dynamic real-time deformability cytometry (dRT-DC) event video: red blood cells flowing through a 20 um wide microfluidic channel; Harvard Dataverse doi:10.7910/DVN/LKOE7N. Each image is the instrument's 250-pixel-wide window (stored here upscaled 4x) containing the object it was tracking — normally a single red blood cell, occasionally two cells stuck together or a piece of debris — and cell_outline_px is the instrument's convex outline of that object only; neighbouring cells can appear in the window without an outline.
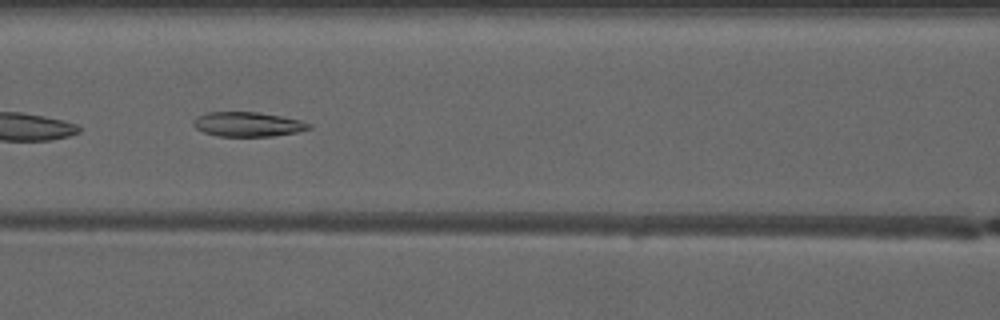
{"species": "common noctule bat (a hibernating species)", "species_latin": "Nyctalus noctula", "temperature_condition": "warm", "stored_images_in_passage": 8, "camera_frame_rate_fps": 3000, "um_per_image_px": 0.085, "animal": {"sex": "male", "forearm_length_mm": 52.5}, "frame": {"image": 1, "passage_image": 6, "time_ms": 7.0, "image_size_px": [1000, 320], "cell_outline_px": [[312, 128], [296, 132], [272, 136], [216, 136], [204, 132], [196, 128], [192, 124], [192, 120], [208, 112], [256, 112], [280, 116], [300, 120], [312, 124]], "centroid_in_image_um": [21.06, 10.57], "position_along_channel_um": 145.5, "area_um2": 16.42}}
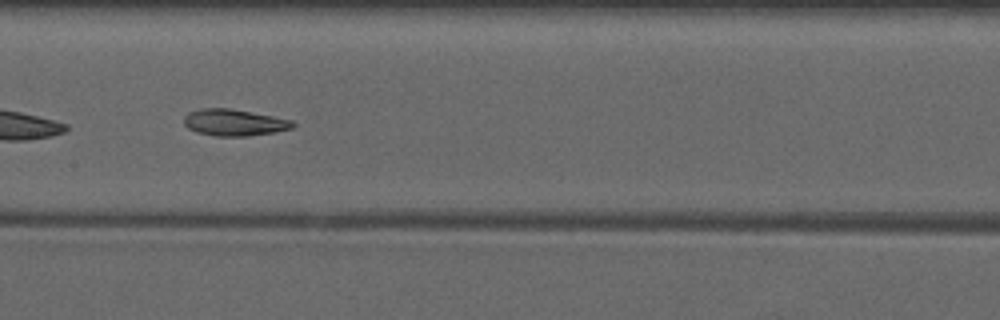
{"frame": {"image": 2, "passage_image": 7, "time_ms": 8.0, "image_size_px": [1000, 320], "cell_outline_px": [[296, 124], [292, 128], [272, 132], [248, 136], [216, 136], [196, 132], [188, 128], [184, 124], [184, 116], [188, 112], [200, 108], [228, 108], [272, 116], [292, 120]], "centroid_in_image_um": [19.86, 10.41], "position_along_channel_um": 187.5, "area_um2": 16.76}}
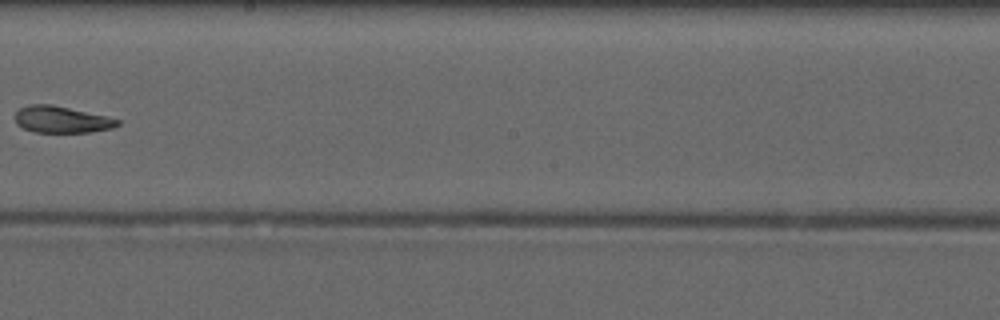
{"frame": {"image": 3, "passage_image": 8, "time_ms": 9.333, "image_size_px": [1000, 320], "cell_outline_px": [[120, 124], [112, 128], [92, 132], [32, 132], [16, 124], [16, 112], [20, 108], [28, 104], [52, 104], [104, 116], [120, 120]], "centroid_in_image_um": [5.21, 10.16], "position_along_channel_um": 243.0, "area_um2": 15.78}}